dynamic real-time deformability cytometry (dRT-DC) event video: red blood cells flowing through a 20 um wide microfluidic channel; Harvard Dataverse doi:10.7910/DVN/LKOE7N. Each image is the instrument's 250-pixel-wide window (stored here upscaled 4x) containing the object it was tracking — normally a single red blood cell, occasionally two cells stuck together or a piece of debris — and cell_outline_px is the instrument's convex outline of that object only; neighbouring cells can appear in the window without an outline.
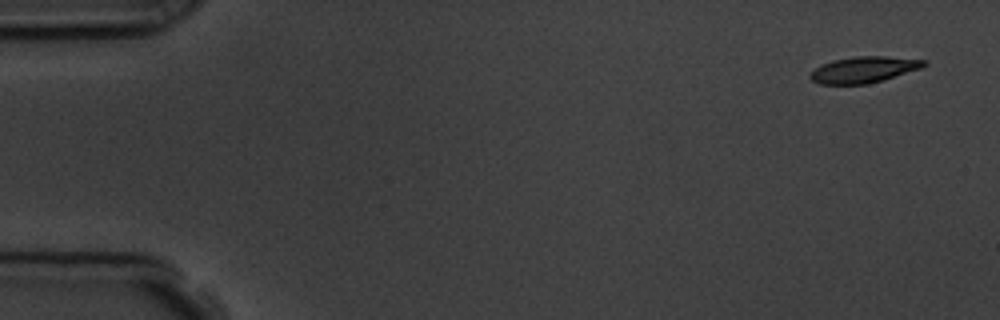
{"species": "common noctule bat (a hibernating species)", "species_latin": "Nyctalus noctula", "temperature_condition": "room temperature", "stored_images_in_passage": 4, "camera_frame_rate_fps": 3000, "um_per_image_px": 0.085, "animal": {"sex": "male", "body_mass_g": 19.5, "forearm_length_mm": 54.6}, "frame": {"image": 1, "passage_image": 1, "time_ms": 0.0, "image_size_px": [1000, 320], "cell_outline_px": [[928, 64], [920, 68], [884, 80], [868, 84], [820, 84], [812, 80], [808, 76], [816, 68], [832, 60], [856, 56], [888, 56], [928, 60]], "centroid_in_image_um": [73.46, 5.91], "position_along_channel_um": 11.5, "area_um2": 17.34}}
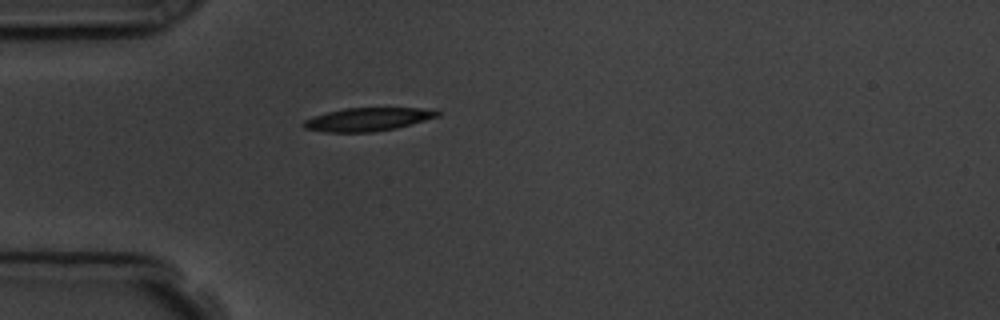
{"frame": {"image": 2, "passage_image": 4, "time_ms": 4.333, "image_size_px": [1000, 320], "cell_outline_px": [[440, 116], [396, 128], [372, 132], [324, 132], [304, 128], [304, 120], [312, 116], [344, 108], [420, 108], [440, 112]], "centroid_in_image_um": [31.23, 10.15], "position_along_channel_um": 53.8, "area_um2": 17.98}}